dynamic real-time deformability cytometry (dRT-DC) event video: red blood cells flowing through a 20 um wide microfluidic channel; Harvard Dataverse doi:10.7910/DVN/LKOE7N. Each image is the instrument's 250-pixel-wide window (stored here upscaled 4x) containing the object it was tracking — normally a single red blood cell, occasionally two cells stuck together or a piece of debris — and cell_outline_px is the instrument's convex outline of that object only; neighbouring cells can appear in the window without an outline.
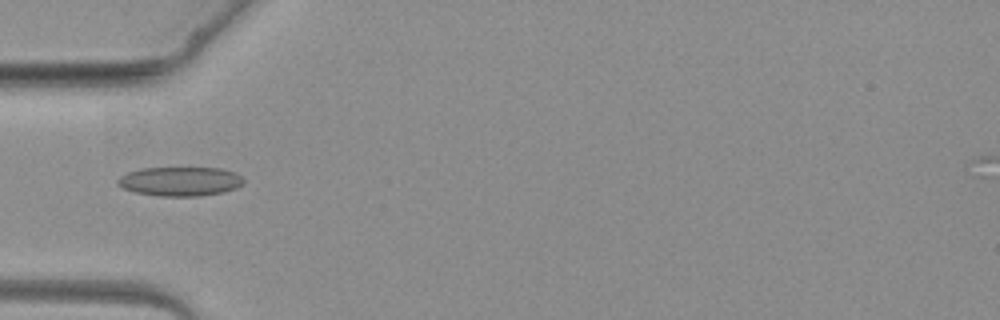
{"species": "common noctule bat (a hibernating species)", "species_latin": "Nyctalus noctula", "temperature_condition": "warm", "stored_images_in_passage": 4, "camera_frame_rate_fps": 3000, "um_per_image_px": 0.085, "animal": {"sex": "female", "body_mass_g": 19.3, "forearm_length_mm": 54.1}, "frame": {"image": 1, "passage_image": 4, "time_ms": 3.667, "image_size_px": [1000, 320], "cell_outline_px": [[244, 184], [236, 188], [224, 192], [200, 196], [160, 196], [136, 192], [124, 188], [116, 184], [116, 180], [120, 176], [128, 172], [140, 168], [220, 168], [232, 172], [240, 176], [244, 180]], "centroid_in_image_um": [15.3, 15.42], "position_along_channel_um": 69.7, "area_um2": 21.39}}